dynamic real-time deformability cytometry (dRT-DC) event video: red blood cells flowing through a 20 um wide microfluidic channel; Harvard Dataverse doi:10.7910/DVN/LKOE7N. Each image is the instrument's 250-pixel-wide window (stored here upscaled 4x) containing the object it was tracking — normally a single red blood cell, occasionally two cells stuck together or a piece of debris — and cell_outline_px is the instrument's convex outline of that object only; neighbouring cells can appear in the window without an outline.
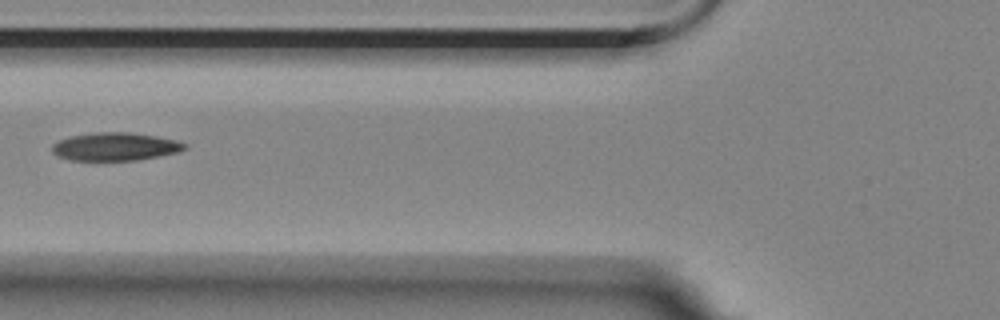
{"species": "Egyptian fruit bat (a non-hibernating species)", "species_latin": "Rousettus aegyptiacus", "temperature_condition": "room temperature", "stored_images_in_passage": 12, "segment_of_instrument_passage": [1, 2], "camera_frame_rate_fps": 3000, "um_per_image_px": 0.085, "animal": {"sex": "female"}, "frame": {"image": 1, "passage_image": 4, "time_ms": 4.333, "image_size_px": [1000, 320], "cell_outline_px": [[188, 148], [180, 152], [136, 160], [72, 160], [56, 156], [52, 152], [52, 144], [60, 140], [72, 136], [96, 132], [128, 132], [156, 136], [176, 140], [188, 144]], "centroid_in_image_um": [9.82, 12.46], "position_along_channel_um": 116.0, "area_um2": 21.68}}
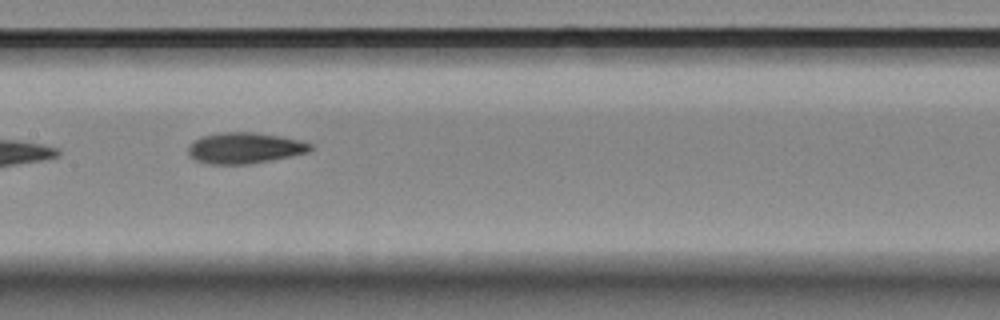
{"frame": {"image": 2, "passage_image": 6, "time_ms": 6.333, "image_size_px": [1000, 320], "cell_outline_px": [[312, 148], [308, 152], [248, 164], [212, 164], [196, 160], [188, 156], [188, 148], [200, 136], [220, 132], [256, 132], [280, 136], [300, 140], [312, 144]], "centroid_in_image_um": [20.78, 12.57], "position_along_channel_um": 186.6, "area_um2": 21.85}}
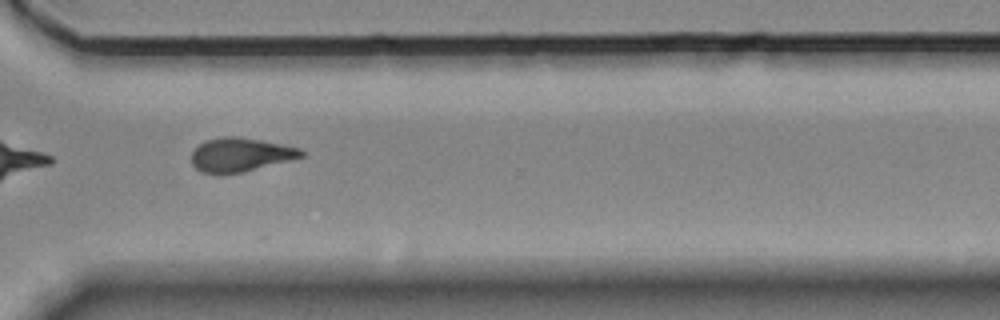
{"frame": {"image": 3, "passage_image": 10, "time_ms": 11.0, "image_size_px": [1000, 320], "cell_outline_px": [[304, 156], [240, 172], [200, 172], [192, 164], [192, 152], [204, 140], [224, 136], [236, 136], [260, 140], [300, 148], [304, 152]], "centroid_in_image_um": [20.41, 13.12], "position_along_channel_um": 350.2, "area_um2": 20.98}}